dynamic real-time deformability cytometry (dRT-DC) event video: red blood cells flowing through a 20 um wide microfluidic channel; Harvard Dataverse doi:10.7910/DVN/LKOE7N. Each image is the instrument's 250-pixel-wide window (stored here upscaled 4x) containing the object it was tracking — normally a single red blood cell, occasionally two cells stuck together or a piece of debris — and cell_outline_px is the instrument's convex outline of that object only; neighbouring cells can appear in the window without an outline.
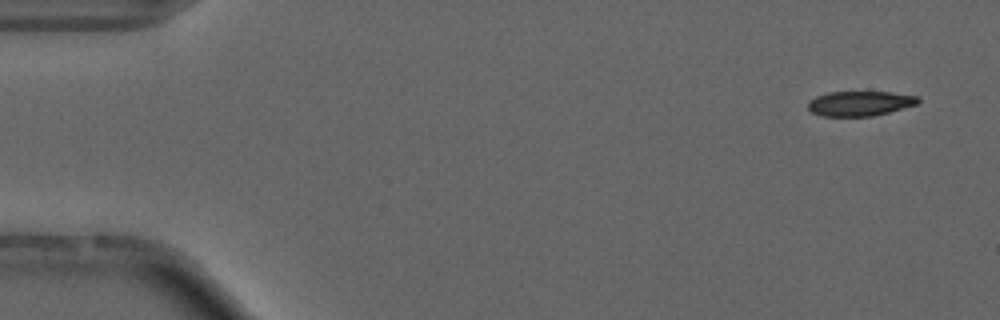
{"species": "common noctule bat (a hibernating species)", "species_latin": "Nyctalus noctula", "temperature_condition": "cold", "stored_images_in_passage": 53, "camera_frame_rate_fps": 3000, "um_per_image_px": 0.085, "animal": {"sex": "male", "forearm_length_mm": 52.5}, "frame": {"image": 1, "passage_image": 1, "time_ms": 0.0, "image_size_px": [1000, 320], "cell_outline_px": [[920, 100], [916, 104], [888, 112], [872, 116], [824, 116], [812, 112], [808, 108], [808, 100], [816, 96], [828, 92], [892, 92], [916, 96]], "centroid_in_image_um": [73.05, 8.79], "position_along_channel_um": 12.0, "area_um2": 15.78}}
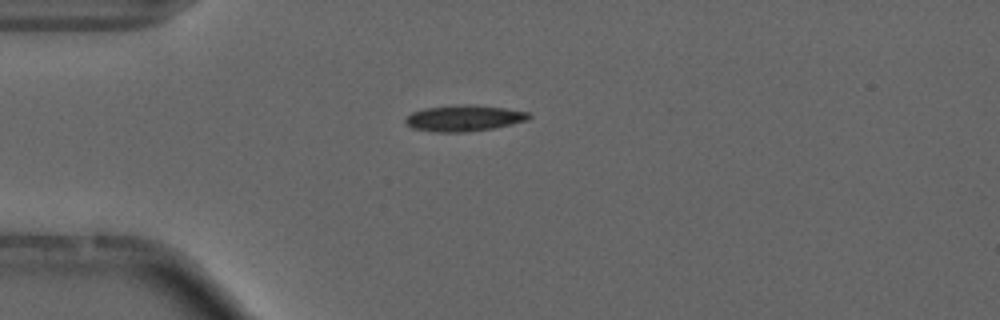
{"frame": {"image": 2, "passage_image": 12, "time_ms": 3.667, "image_size_px": [1000, 320], "cell_outline_px": [[532, 116], [528, 120], [492, 128], [464, 132], [436, 132], [412, 128], [404, 124], [404, 120], [412, 112], [424, 108], [456, 104], [472, 104], [504, 108], [528, 112]], "centroid_in_image_um": [39.4, 10.03], "position_along_channel_um": 45.6, "area_um2": 18.84}, "authors_computed_cell_mechanics": {"area_um2": 17.2822, "velocity_mm_per_s": 3.7111, "shape_relaxation_time_tau1_ms": 8.8017, "shape_relaxation_time_tau2_ms": null, "deformation_change_tau1": 0.1681, "deformation_change_tau2": null}}